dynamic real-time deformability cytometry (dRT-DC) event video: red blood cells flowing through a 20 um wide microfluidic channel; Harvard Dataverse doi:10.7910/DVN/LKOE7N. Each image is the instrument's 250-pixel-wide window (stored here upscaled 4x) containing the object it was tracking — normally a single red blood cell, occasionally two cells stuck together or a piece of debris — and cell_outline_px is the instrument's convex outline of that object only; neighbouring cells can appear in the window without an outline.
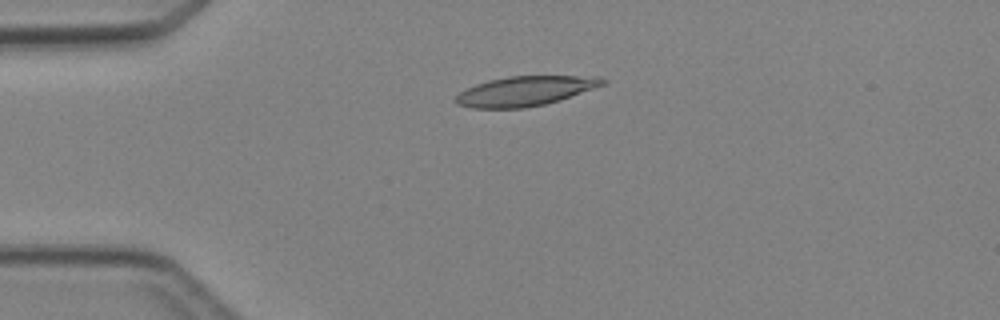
{"species": "Egyptian fruit bat (a non-hibernating species)", "species_latin": "Rousettus aegyptiacus", "temperature_condition": "cold", "stored_images_in_passage": 4, "camera_frame_rate_fps": 3000, "um_per_image_px": 0.085, "animal": {"sex": "female"}, "frame": {"image": 1, "passage_image": 3, "time_ms": 2.333, "image_size_px": [1000, 320], "cell_outline_px": [[608, 84], [560, 100], [544, 104], [524, 108], [472, 108], [456, 104], [452, 100], [460, 92], [476, 84], [488, 80], [508, 76], [600, 76], [608, 80]], "centroid_in_image_um": [44.68, 7.73], "position_along_channel_um": 40.3, "area_um2": 25.66}}